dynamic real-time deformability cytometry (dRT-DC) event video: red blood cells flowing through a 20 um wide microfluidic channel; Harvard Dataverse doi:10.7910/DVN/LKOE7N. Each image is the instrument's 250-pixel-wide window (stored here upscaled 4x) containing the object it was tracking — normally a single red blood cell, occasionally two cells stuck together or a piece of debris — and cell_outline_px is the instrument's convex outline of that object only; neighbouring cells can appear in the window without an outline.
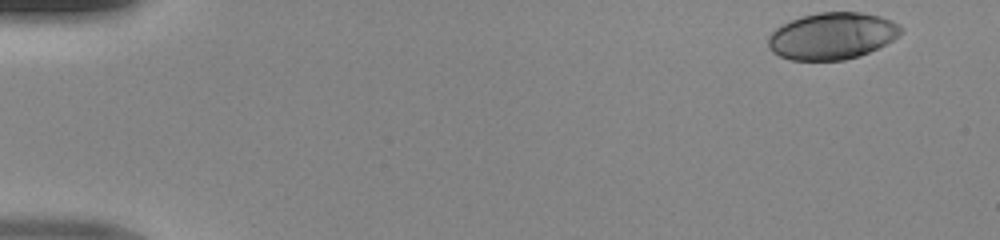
{"species": "human", "species_latin": "Homo sapiens", "temperature_condition": "room temperature", "stored_images_in_passage": 46, "camera_frame_rate_fps": 3000, "um_per_image_px": 0.085, "donor": {"sex": "male"}, "frame": {"image": 1, "passage_image": 1, "time_ms": 0.0, "image_size_px": [1000, 240], "cell_outline_px": [[904, 32], [892, 40], [860, 56], [844, 60], [792, 60], [780, 56], [772, 52], [768, 48], [768, 36], [776, 28], [800, 16], [820, 12], [860, 12], [880, 16], [892, 20], [900, 24], [904, 28]], "centroid_in_image_um": [70.75, 3.05], "position_along_channel_um": 14.3, "area_um2": 36.3}}
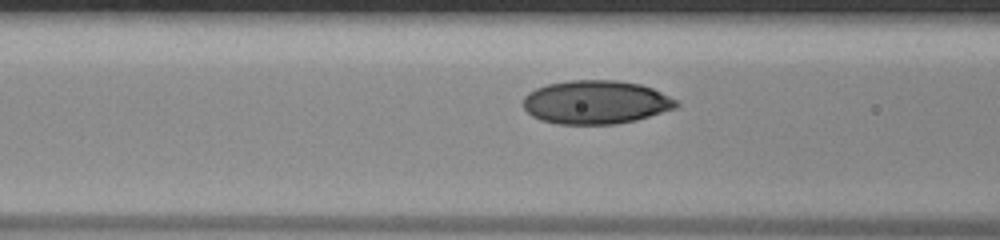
{"frame": {"image": 2, "passage_image": 18, "time_ms": 5.667, "image_size_px": [1000, 240], "cell_outline_px": [[680, 104], [676, 108], [636, 120], [616, 124], [556, 124], [540, 120], [532, 116], [524, 108], [524, 96], [528, 92], [536, 88], [548, 84], [572, 80], [616, 80], [640, 84], [652, 88], [676, 100]], "centroid_in_image_um": [50.63, 8.69], "position_along_channel_um": 116.0, "area_um2": 38.84}}
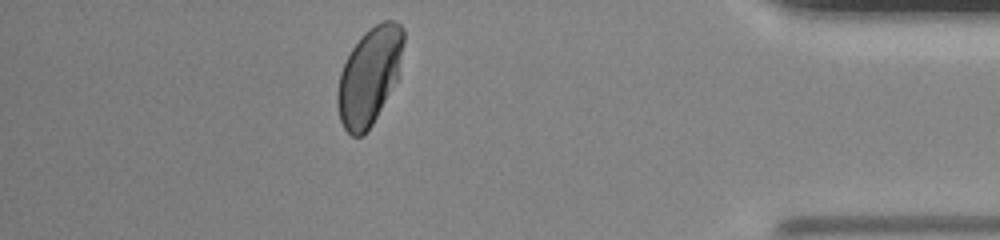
{"frame": {"image": 3, "passage_image": 41, "time_ms": 13.333, "image_size_px": [1000, 240], "cell_outline_px": [[404, 40], [396, 80], [372, 124], [360, 136], [352, 136], [344, 128], [340, 120], [336, 100], [336, 92], [340, 72], [352, 48], [364, 32], [376, 24], [384, 20], [396, 20], [404, 28]], "centroid_in_image_um": [31.37, 6.43], "position_along_channel_um": 403.8, "area_um2": 36.82}}